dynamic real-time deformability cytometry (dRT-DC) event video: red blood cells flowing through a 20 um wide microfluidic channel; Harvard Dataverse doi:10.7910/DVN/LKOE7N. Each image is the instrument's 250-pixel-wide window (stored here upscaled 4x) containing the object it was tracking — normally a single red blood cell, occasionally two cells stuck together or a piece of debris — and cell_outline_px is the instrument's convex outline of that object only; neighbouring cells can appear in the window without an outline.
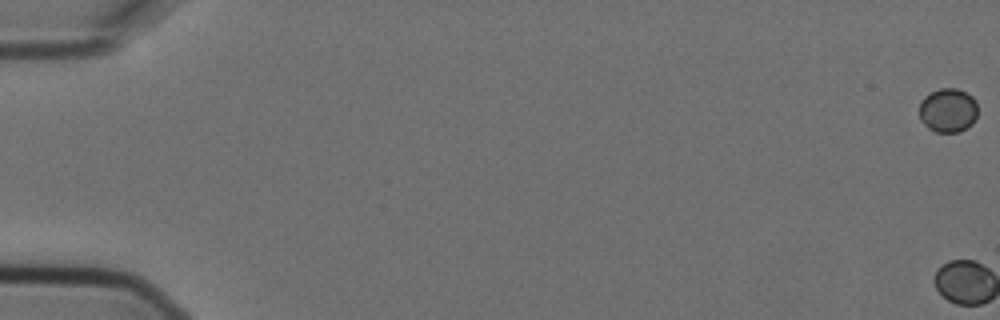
{"species": "Egyptian fruit bat (a non-hibernating species)", "species_latin": "Rousettus aegyptiacus", "temperature_condition": "cold", "stored_images_in_passage": 9, "camera_frame_rate_fps": 3000, "um_per_image_px": 0.085, "animal": {"sex": "female"}, "frame": {"image": 1, "passage_image": 1, "time_ms": 0.0, "image_size_px": [1000, 320], "cell_outline_px": [[976, 116], [972, 124], [960, 132], [936, 132], [928, 128], [920, 120], [920, 100], [924, 96], [940, 88], [956, 88], [972, 96], [976, 100]], "centroid_in_image_um": [80.57, 9.38], "position_along_channel_um": 4.4, "area_um2": 15.03}}
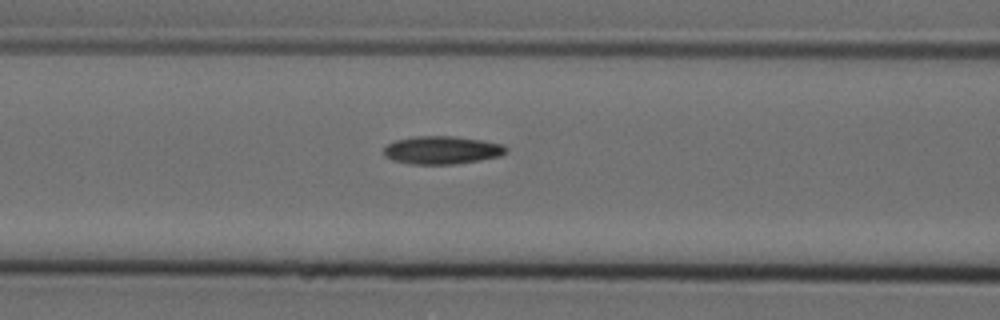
{"frame": {"image": 2, "passage_image": 9, "time_ms": 2.667, "image_size_px": [1000, 320], "cell_outline_px": [[508, 148], [500, 156], [480, 160], [452, 164], [408, 164], [392, 160], [384, 156], [384, 148], [388, 144], [396, 140], [416, 136], [452, 136], [484, 140], [504, 144]], "centroid_in_image_um": [37.56, 12.76], "position_along_channel_um": 129.0, "area_um2": 20.0}}